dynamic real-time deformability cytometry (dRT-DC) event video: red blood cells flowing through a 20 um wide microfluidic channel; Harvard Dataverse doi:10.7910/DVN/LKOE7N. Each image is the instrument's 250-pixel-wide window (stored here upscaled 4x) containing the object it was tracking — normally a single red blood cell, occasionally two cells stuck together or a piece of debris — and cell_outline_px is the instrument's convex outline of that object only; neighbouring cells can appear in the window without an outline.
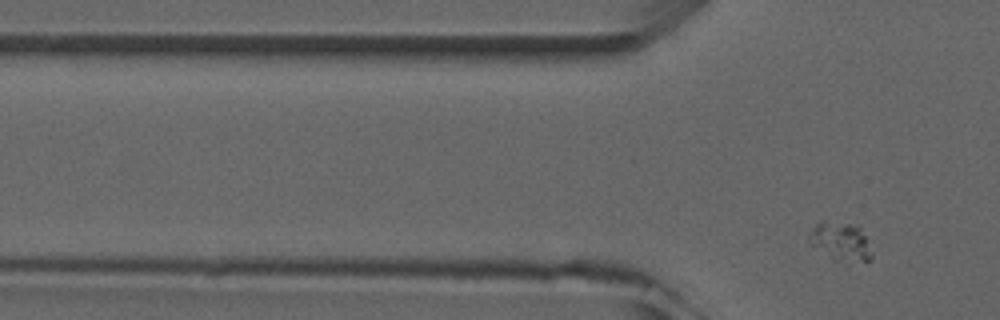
{"species": "common noctule bat (a hibernating species)", "species_latin": "Nyctalus noctula", "temperature_condition": "room temperature", "stored_images_in_passage": 6, "camera_frame_rate_fps": 3000, "um_per_image_px": 0.085, "animal": {"sex": "male", "forearm_length_mm": 52.5}, "frame": {"image": 1, "passage_image": 6, "time_ms": 7.333, "image_size_px": [1000, 320], "cell_outline_px": [[872, 260], [836, 260], [808, 244], [808, 232], [820, 220], [824, 220], [860, 224], [872, 256]], "centroid_in_image_um": [71.4, 20.45], "position_along_channel_um": 54.4, "area_um2": 14.1}}